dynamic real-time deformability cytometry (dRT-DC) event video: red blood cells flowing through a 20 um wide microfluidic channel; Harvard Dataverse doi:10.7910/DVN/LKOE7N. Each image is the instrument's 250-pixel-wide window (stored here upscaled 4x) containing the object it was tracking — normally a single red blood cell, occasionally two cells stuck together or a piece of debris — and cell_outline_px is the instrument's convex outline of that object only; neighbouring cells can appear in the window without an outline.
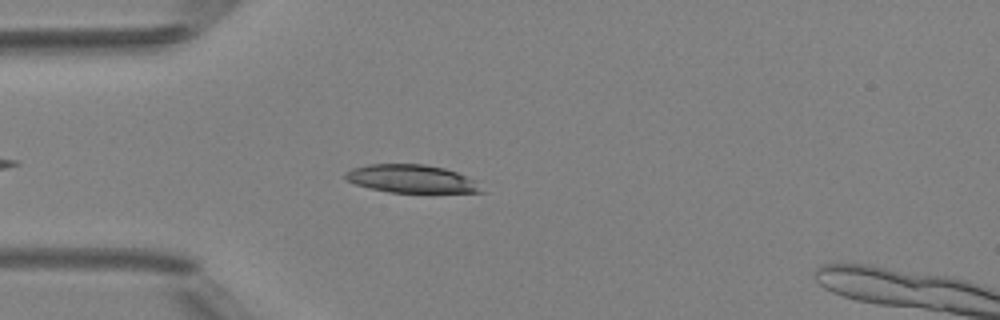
{"species": "Egyptian fruit bat (a non-hibernating species)", "species_latin": "Rousettus aegyptiacus", "temperature_condition": "room temperature", "stored_images_in_passage": 5, "camera_frame_rate_fps": 3000, "um_per_image_px": 0.085, "animal": {"sex": "female"}, "frame": {"image": 1, "passage_image": 4, "time_ms": 4.333, "image_size_px": [1000, 320], "cell_outline_px": [[484, 192], [388, 192], [368, 188], [344, 180], [344, 172], [352, 168], [368, 164], [424, 164], [444, 168], [456, 172], [472, 180]], "centroid_in_image_um": [34.85, 15.19], "position_along_channel_um": 50.2, "area_um2": 21.96}}